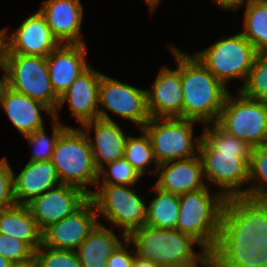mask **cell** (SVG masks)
Listing matches in <instances>:
<instances>
[{"label": "cell", "instance_id": "cell-1", "mask_svg": "<svg viewBox=\"0 0 267 267\" xmlns=\"http://www.w3.org/2000/svg\"><path fill=\"white\" fill-rule=\"evenodd\" d=\"M203 126L198 155L207 186L211 184L219 188V193L226 199L247 198L252 147L225 133L215 123Z\"/></svg>", "mask_w": 267, "mask_h": 267}, {"label": "cell", "instance_id": "cell-2", "mask_svg": "<svg viewBox=\"0 0 267 267\" xmlns=\"http://www.w3.org/2000/svg\"><path fill=\"white\" fill-rule=\"evenodd\" d=\"M127 238L137 257L151 260L161 267H210V253L192 236L176 229L144 224Z\"/></svg>", "mask_w": 267, "mask_h": 267}, {"label": "cell", "instance_id": "cell-3", "mask_svg": "<svg viewBox=\"0 0 267 267\" xmlns=\"http://www.w3.org/2000/svg\"><path fill=\"white\" fill-rule=\"evenodd\" d=\"M180 78L184 97L183 119L203 125L217 122L231 93L197 58L180 49Z\"/></svg>", "mask_w": 267, "mask_h": 267}, {"label": "cell", "instance_id": "cell-4", "mask_svg": "<svg viewBox=\"0 0 267 267\" xmlns=\"http://www.w3.org/2000/svg\"><path fill=\"white\" fill-rule=\"evenodd\" d=\"M207 186L179 195L176 230L197 240L211 253L216 247L226 198Z\"/></svg>", "mask_w": 267, "mask_h": 267}, {"label": "cell", "instance_id": "cell-5", "mask_svg": "<svg viewBox=\"0 0 267 267\" xmlns=\"http://www.w3.org/2000/svg\"><path fill=\"white\" fill-rule=\"evenodd\" d=\"M51 162L56 168L61 184L81 188L88 195L93 192L92 189L98 181V169L93 161L88 138L80 126H68L60 134Z\"/></svg>", "mask_w": 267, "mask_h": 267}, {"label": "cell", "instance_id": "cell-6", "mask_svg": "<svg viewBox=\"0 0 267 267\" xmlns=\"http://www.w3.org/2000/svg\"><path fill=\"white\" fill-rule=\"evenodd\" d=\"M135 186L96 184L89 199L95 206L99 223L105 220L126 236L146 223V198L136 192Z\"/></svg>", "mask_w": 267, "mask_h": 267}, {"label": "cell", "instance_id": "cell-7", "mask_svg": "<svg viewBox=\"0 0 267 267\" xmlns=\"http://www.w3.org/2000/svg\"><path fill=\"white\" fill-rule=\"evenodd\" d=\"M257 50L241 32L221 37L211 46L196 51V58L226 85L237 79L245 83L254 63Z\"/></svg>", "mask_w": 267, "mask_h": 267}, {"label": "cell", "instance_id": "cell-8", "mask_svg": "<svg viewBox=\"0 0 267 267\" xmlns=\"http://www.w3.org/2000/svg\"><path fill=\"white\" fill-rule=\"evenodd\" d=\"M197 121L183 118H150L143 126L149 135L157 164L195 157L202 139L195 135Z\"/></svg>", "mask_w": 267, "mask_h": 267}, {"label": "cell", "instance_id": "cell-9", "mask_svg": "<svg viewBox=\"0 0 267 267\" xmlns=\"http://www.w3.org/2000/svg\"><path fill=\"white\" fill-rule=\"evenodd\" d=\"M233 94L228 96L215 124L251 147L263 146L267 138V101L248 98L240 91Z\"/></svg>", "mask_w": 267, "mask_h": 267}, {"label": "cell", "instance_id": "cell-10", "mask_svg": "<svg viewBox=\"0 0 267 267\" xmlns=\"http://www.w3.org/2000/svg\"><path fill=\"white\" fill-rule=\"evenodd\" d=\"M146 90L103 73L99 84L98 118L116 121L108 113L112 112L117 118L137 125L138 129L143 128L151 118Z\"/></svg>", "mask_w": 267, "mask_h": 267}, {"label": "cell", "instance_id": "cell-11", "mask_svg": "<svg viewBox=\"0 0 267 267\" xmlns=\"http://www.w3.org/2000/svg\"><path fill=\"white\" fill-rule=\"evenodd\" d=\"M8 87L48 106L54 113L59 104L51 83L46 57L6 53Z\"/></svg>", "mask_w": 267, "mask_h": 267}, {"label": "cell", "instance_id": "cell-12", "mask_svg": "<svg viewBox=\"0 0 267 267\" xmlns=\"http://www.w3.org/2000/svg\"><path fill=\"white\" fill-rule=\"evenodd\" d=\"M170 46V47H169ZM177 64L176 69L161 66L147 89V107L151 118H183V92L180 78V49L168 44Z\"/></svg>", "mask_w": 267, "mask_h": 267}, {"label": "cell", "instance_id": "cell-13", "mask_svg": "<svg viewBox=\"0 0 267 267\" xmlns=\"http://www.w3.org/2000/svg\"><path fill=\"white\" fill-rule=\"evenodd\" d=\"M88 199L89 195L81 188L60 184L32 199L26 206L43 232L51 224L72 215Z\"/></svg>", "mask_w": 267, "mask_h": 267}, {"label": "cell", "instance_id": "cell-14", "mask_svg": "<svg viewBox=\"0 0 267 267\" xmlns=\"http://www.w3.org/2000/svg\"><path fill=\"white\" fill-rule=\"evenodd\" d=\"M1 30L7 42L6 53L47 57L60 45L39 10L22 20L13 32L9 33L7 26Z\"/></svg>", "mask_w": 267, "mask_h": 267}, {"label": "cell", "instance_id": "cell-15", "mask_svg": "<svg viewBox=\"0 0 267 267\" xmlns=\"http://www.w3.org/2000/svg\"><path fill=\"white\" fill-rule=\"evenodd\" d=\"M99 223L93 202L88 199L72 215L51 224L42 232V244L74 251Z\"/></svg>", "mask_w": 267, "mask_h": 267}, {"label": "cell", "instance_id": "cell-16", "mask_svg": "<svg viewBox=\"0 0 267 267\" xmlns=\"http://www.w3.org/2000/svg\"><path fill=\"white\" fill-rule=\"evenodd\" d=\"M102 74L91 65L81 73L59 98L54 119L61 122L59 111L66 103L69 106V114L80 123V126L85 122L98 119L99 84Z\"/></svg>", "mask_w": 267, "mask_h": 267}, {"label": "cell", "instance_id": "cell-17", "mask_svg": "<svg viewBox=\"0 0 267 267\" xmlns=\"http://www.w3.org/2000/svg\"><path fill=\"white\" fill-rule=\"evenodd\" d=\"M83 7L81 0H44L39 11L60 44H86L81 31Z\"/></svg>", "mask_w": 267, "mask_h": 267}, {"label": "cell", "instance_id": "cell-18", "mask_svg": "<svg viewBox=\"0 0 267 267\" xmlns=\"http://www.w3.org/2000/svg\"><path fill=\"white\" fill-rule=\"evenodd\" d=\"M87 48L86 44H60L46 57L50 83L58 98L91 65L86 59Z\"/></svg>", "mask_w": 267, "mask_h": 267}, {"label": "cell", "instance_id": "cell-19", "mask_svg": "<svg viewBox=\"0 0 267 267\" xmlns=\"http://www.w3.org/2000/svg\"><path fill=\"white\" fill-rule=\"evenodd\" d=\"M256 236L252 227V199L227 198L216 247H248Z\"/></svg>", "mask_w": 267, "mask_h": 267}, {"label": "cell", "instance_id": "cell-20", "mask_svg": "<svg viewBox=\"0 0 267 267\" xmlns=\"http://www.w3.org/2000/svg\"><path fill=\"white\" fill-rule=\"evenodd\" d=\"M0 107L23 137L46 127L44 114L50 120L54 119V112L48 106L8 86L3 93Z\"/></svg>", "mask_w": 267, "mask_h": 267}, {"label": "cell", "instance_id": "cell-21", "mask_svg": "<svg viewBox=\"0 0 267 267\" xmlns=\"http://www.w3.org/2000/svg\"><path fill=\"white\" fill-rule=\"evenodd\" d=\"M155 186L175 195L207 187L199 155L159 164Z\"/></svg>", "mask_w": 267, "mask_h": 267}, {"label": "cell", "instance_id": "cell-22", "mask_svg": "<svg viewBox=\"0 0 267 267\" xmlns=\"http://www.w3.org/2000/svg\"><path fill=\"white\" fill-rule=\"evenodd\" d=\"M80 128L88 138L93 161L98 170L106 163L124 158V147L128 135L116 121L98 118L83 123ZM91 134L94 135L93 139Z\"/></svg>", "mask_w": 267, "mask_h": 267}, {"label": "cell", "instance_id": "cell-23", "mask_svg": "<svg viewBox=\"0 0 267 267\" xmlns=\"http://www.w3.org/2000/svg\"><path fill=\"white\" fill-rule=\"evenodd\" d=\"M14 175V196L17 204L26 205L32 199L61 184L51 160L28 161Z\"/></svg>", "mask_w": 267, "mask_h": 267}, {"label": "cell", "instance_id": "cell-24", "mask_svg": "<svg viewBox=\"0 0 267 267\" xmlns=\"http://www.w3.org/2000/svg\"><path fill=\"white\" fill-rule=\"evenodd\" d=\"M104 224L98 223L74 250L79 257L81 267H106L108 258L127 238L125 234L117 235L115 229Z\"/></svg>", "mask_w": 267, "mask_h": 267}, {"label": "cell", "instance_id": "cell-25", "mask_svg": "<svg viewBox=\"0 0 267 267\" xmlns=\"http://www.w3.org/2000/svg\"><path fill=\"white\" fill-rule=\"evenodd\" d=\"M0 233L27 243L34 251L42 244V231L26 205L0 210Z\"/></svg>", "mask_w": 267, "mask_h": 267}, {"label": "cell", "instance_id": "cell-26", "mask_svg": "<svg viewBox=\"0 0 267 267\" xmlns=\"http://www.w3.org/2000/svg\"><path fill=\"white\" fill-rule=\"evenodd\" d=\"M152 186L154 198L147 203L145 224L162 229H176L180 210L179 195Z\"/></svg>", "mask_w": 267, "mask_h": 267}, {"label": "cell", "instance_id": "cell-27", "mask_svg": "<svg viewBox=\"0 0 267 267\" xmlns=\"http://www.w3.org/2000/svg\"><path fill=\"white\" fill-rule=\"evenodd\" d=\"M244 8L242 35L258 52H267V0H247Z\"/></svg>", "mask_w": 267, "mask_h": 267}, {"label": "cell", "instance_id": "cell-28", "mask_svg": "<svg viewBox=\"0 0 267 267\" xmlns=\"http://www.w3.org/2000/svg\"><path fill=\"white\" fill-rule=\"evenodd\" d=\"M138 130L141 132L139 136L128 134L124 147V158L141 175L142 179L149 173L156 176L158 164L154 158L150 137L143 128ZM152 164L155 166L154 170L149 168Z\"/></svg>", "mask_w": 267, "mask_h": 267}, {"label": "cell", "instance_id": "cell-29", "mask_svg": "<svg viewBox=\"0 0 267 267\" xmlns=\"http://www.w3.org/2000/svg\"><path fill=\"white\" fill-rule=\"evenodd\" d=\"M247 198L267 201V150L262 146L251 150Z\"/></svg>", "mask_w": 267, "mask_h": 267}, {"label": "cell", "instance_id": "cell-30", "mask_svg": "<svg viewBox=\"0 0 267 267\" xmlns=\"http://www.w3.org/2000/svg\"><path fill=\"white\" fill-rule=\"evenodd\" d=\"M258 250L248 247H215L210 253V267H261Z\"/></svg>", "mask_w": 267, "mask_h": 267}, {"label": "cell", "instance_id": "cell-31", "mask_svg": "<svg viewBox=\"0 0 267 267\" xmlns=\"http://www.w3.org/2000/svg\"><path fill=\"white\" fill-rule=\"evenodd\" d=\"M51 123L52 134L50 136L47 134L46 127L24 136V139L32 147V153L28 161L51 160L58 137L68 127V125L56 119L51 120Z\"/></svg>", "mask_w": 267, "mask_h": 267}, {"label": "cell", "instance_id": "cell-32", "mask_svg": "<svg viewBox=\"0 0 267 267\" xmlns=\"http://www.w3.org/2000/svg\"><path fill=\"white\" fill-rule=\"evenodd\" d=\"M238 91L248 98L267 101V52H257L248 77Z\"/></svg>", "mask_w": 267, "mask_h": 267}, {"label": "cell", "instance_id": "cell-33", "mask_svg": "<svg viewBox=\"0 0 267 267\" xmlns=\"http://www.w3.org/2000/svg\"><path fill=\"white\" fill-rule=\"evenodd\" d=\"M141 178L134 167L125 158H121L106 163L98 170L97 184L131 186L139 183Z\"/></svg>", "mask_w": 267, "mask_h": 267}, {"label": "cell", "instance_id": "cell-34", "mask_svg": "<svg viewBox=\"0 0 267 267\" xmlns=\"http://www.w3.org/2000/svg\"><path fill=\"white\" fill-rule=\"evenodd\" d=\"M34 263L37 267H81L75 251L55 249L43 244L35 250Z\"/></svg>", "mask_w": 267, "mask_h": 267}, {"label": "cell", "instance_id": "cell-35", "mask_svg": "<svg viewBox=\"0 0 267 267\" xmlns=\"http://www.w3.org/2000/svg\"><path fill=\"white\" fill-rule=\"evenodd\" d=\"M0 255L13 264H33L35 251L27 243L0 233Z\"/></svg>", "mask_w": 267, "mask_h": 267}, {"label": "cell", "instance_id": "cell-36", "mask_svg": "<svg viewBox=\"0 0 267 267\" xmlns=\"http://www.w3.org/2000/svg\"><path fill=\"white\" fill-rule=\"evenodd\" d=\"M14 170L8 156L0 159V210L17 205L14 196Z\"/></svg>", "mask_w": 267, "mask_h": 267}, {"label": "cell", "instance_id": "cell-37", "mask_svg": "<svg viewBox=\"0 0 267 267\" xmlns=\"http://www.w3.org/2000/svg\"><path fill=\"white\" fill-rule=\"evenodd\" d=\"M135 255L132 243L126 238L108 258L106 267H133Z\"/></svg>", "mask_w": 267, "mask_h": 267}, {"label": "cell", "instance_id": "cell-38", "mask_svg": "<svg viewBox=\"0 0 267 267\" xmlns=\"http://www.w3.org/2000/svg\"><path fill=\"white\" fill-rule=\"evenodd\" d=\"M252 227L257 235L267 229V201L252 200Z\"/></svg>", "mask_w": 267, "mask_h": 267}, {"label": "cell", "instance_id": "cell-39", "mask_svg": "<svg viewBox=\"0 0 267 267\" xmlns=\"http://www.w3.org/2000/svg\"><path fill=\"white\" fill-rule=\"evenodd\" d=\"M217 8H221L222 11H236L247 0H211Z\"/></svg>", "mask_w": 267, "mask_h": 267}, {"label": "cell", "instance_id": "cell-40", "mask_svg": "<svg viewBox=\"0 0 267 267\" xmlns=\"http://www.w3.org/2000/svg\"><path fill=\"white\" fill-rule=\"evenodd\" d=\"M7 42L3 31L0 29V71L6 70Z\"/></svg>", "mask_w": 267, "mask_h": 267}, {"label": "cell", "instance_id": "cell-41", "mask_svg": "<svg viewBox=\"0 0 267 267\" xmlns=\"http://www.w3.org/2000/svg\"><path fill=\"white\" fill-rule=\"evenodd\" d=\"M250 245L255 247L258 251L263 248L267 249V229L261 231V234L257 235Z\"/></svg>", "mask_w": 267, "mask_h": 267}, {"label": "cell", "instance_id": "cell-42", "mask_svg": "<svg viewBox=\"0 0 267 267\" xmlns=\"http://www.w3.org/2000/svg\"><path fill=\"white\" fill-rule=\"evenodd\" d=\"M133 267H161L159 264L152 262L151 260L140 259L135 255Z\"/></svg>", "mask_w": 267, "mask_h": 267}, {"label": "cell", "instance_id": "cell-43", "mask_svg": "<svg viewBox=\"0 0 267 267\" xmlns=\"http://www.w3.org/2000/svg\"><path fill=\"white\" fill-rule=\"evenodd\" d=\"M2 75H0V102L3 96V93L6 89V87L8 86L7 83V71L3 70V73H1Z\"/></svg>", "mask_w": 267, "mask_h": 267}, {"label": "cell", "instance_id": "cell-44", "mask_svg": "<svg viewBox=\"0 0 267 267\" xmlns=\"http://www.w3.org/2000/svg\"><path fill=\"white\" fill-rule=\"evenodd\" d=\"M257 255V258L260 259L261 267H267V249L259 250Z\"/></svg>", "mask_w": 267, "mask_h": 267}, {"label": "cell", "instance_id": "cell-45", "mask_svg": "<svg viewBox=\"0 0 267 267\" xmlns=\"http://www.w3.org/2000/svg\"><path fill=\"white\" fill-rule=\"evenodd\" d=\"M146 5L148 6V8L150 9V12L153 14V12H155L154 10H156V8L160 5V2L162 0H143Z\"/></svg>", "mask_w": 267, "mask_h": 267}, {"label": "cell", "instance_id": "cell-46", "mask_svg": "<svg viewBox=\"0 0 267 267\" xmlns=\"http://www.w3.org/2000/svg\"><path fill=\"white\" fill-rule=\"evenodd\" d=\"M13 263L0 255V267H12Z\"/></svg>", "mask_w": 267, "mask_h": 267}, {"label": "cell", "instance_id": "cell-47", "mask_svg": "<svg viewBox=\"0 0 267 267\" xmlns=\"http://www.w3.org/2000/svg\"><path fill=\"white\" fill-rule=\"evenodd\" d=\"M12 267H27V264H13Z\"/></svg>", "mask_w": 267, "mask_h": 267}, {"label": "cell", "instance_id": "cell-48", "mask_svg": "<svg viewBox=\"0 0 267 267\" xmlns=\"http://www.w3.org/2000/svg\"><path fill=\"white\" fill-rule=\"evenodd\" d=\"M262 147L265 148V149L267 150V138L265 139V142H264V144H263Z\"/></svg>", "mask_w": 267, "mask_h": 267}, {"label": "cell", "instance_id": "cell-49", "mask_svg": "<svg viewBox=\"0 0 267 267\" xmlns=\"http://www.w3.org/2000/svg\"><path fill=\"white\" fill-rule=\"evenodd\" d=\"M27 267H37V266L35 265V263H33V264H27Z\"/></svg>", "mask_w": 267, "mask_h": 267}]
</instances>
